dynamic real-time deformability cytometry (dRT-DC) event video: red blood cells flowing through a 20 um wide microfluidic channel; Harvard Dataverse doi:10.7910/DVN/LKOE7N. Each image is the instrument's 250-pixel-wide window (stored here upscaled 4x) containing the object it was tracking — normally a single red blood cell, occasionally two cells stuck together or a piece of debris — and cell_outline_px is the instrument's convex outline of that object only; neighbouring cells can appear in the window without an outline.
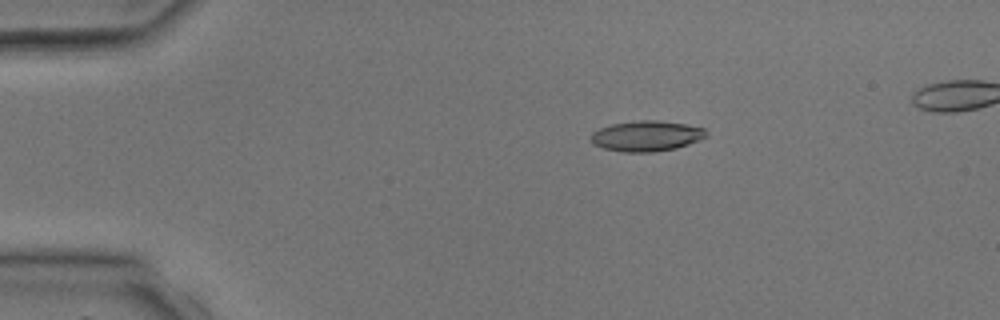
{"species": "common noctule bat (a hibernating species)", "species_latin": "Nyctalus noctula", "temperature_condition": "room temperature", "stored_images_in_passage": 5, "camera_frame_rate_fps": 3000, "um_per_image_px": 0.085, "animal": {"sex": "male", "body_mass_g": 17.9, "forearm_length_mm": 54.2}, "frame": {"image": 1, "passage_image": 3, "time_ms": 2.333, "image_size_px": [1000, 320], "cell_outline_px": [[708, 136], [688, 144], [676, 148], [656, 152], [624, 152], [604, 148], [592, 144], [588, 136], [592, 132], [600, 128], [612, 124], [640, 120], [660, 120], [684, 124], [704, 128], [708, 132]], "centroid_in_image_um": [54.93, 11.56], "position_along_channel_um": 30.1, "area_um2": 20.63}}